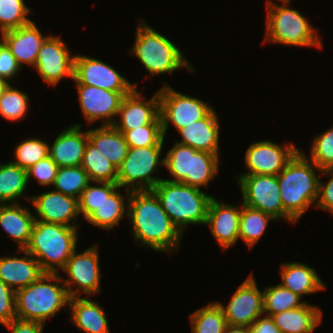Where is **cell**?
<instances>
[{
  "mask_svg": "<svg viewBox=\"0 0 333 333\" xmlns=\"http://www.w3.org/2000/svg\"><path fill=\"white\" fill-rule=\"evenodd\" d=\"M128 199L127 217L136 242L169 255L180 249L183 234L151 190L131 191Z\"/></svg>",
  "mask_w": 333,
  "mask_h": 333,
  "instance_id": "obj_1",
  "label": "cell"
},
{
  "mask_svg": "<svg viewBox=\"0 0 333 333\" xmlns=\"http://www.w3.org/2000/svg\"><path fill=\"white\" fill-rule=\"evenodd\" d=\"M315 171L321 172L305 152L299 150L277 175L284 211L295 222L318 199L320 178Z\"/></svg>",
  "mask_w": 333,
  "mask_h": 333,
  "instance_id": "obj_2",
  "label": "cell"
},
{
  "mask_svg": "<svg viewBox=\"0 0 333 333\" xmlns=\"http://www.w3.org/2000/svg\"><path fill=\"white\" fill-rule=\"evenodd\" d=\"M70 296L59 273H44L29 286L15 291L16 318L45 324L62 309Z\"/></svg>",
  "mask_w": 333,
  "mask_h": 333,
  "instance_id": "obj_3",
  "label": "cell"
},
{
  "mask_svg": "<svg viewBox=\"0 0 333 333\" xmlns=\"http://www.w3.org/2000/svg\"><path fill=\"white\" fill-rule=\"evenodd\" d=\"M79 227L35 220L31 237L24 249L40 264L45 273L63 269L77 247Z\"/></svg>",
  "mask_w": 333,
  "mask_h": 333,
  "instance_id": "obj_4",
  "label": "cell"
},
{
  "mask_svg": "<svg viewBox=\"0 0 333 333\" xmlns=\"http://www.w3.org/2000/svg\"><path fill=\"white\" fill-rule=\"evenodd\" d=\"M151 191L182 234L189 224L205 225L213 196L200 188L166 179H162Z\"/></svg>",
  "mask_w": 333,
  "mask_h": 333,
  "instance_id": "obj_5",
  "label": "cell"
},
{
  "mask_svg": "<svg viewBox=\"0 0 333 333\" xmlns=\"http://www.w3.org/2000/svg\"><path fill=\"white\" fill-rule=\"evenodd\" d=\"M134 41L128 53L138 58L150 75L171 74L180 68L195 73L178 46L155 31L145 20L138 23Z\"/></svg>",
  "mask_w": 333,
  "mask_h": 333,
  "instance_id": "obj_6",
  "label": "cell"
},
{
  "mask_svg": "<svg viewBox=\"0 0 333 333\" xmlns=\"http://www.w3.org/2000/svg\"><path fill=\"white\" fill-rule=\"evenodd\" d=\"M290 7V4L280 5L267 0L264 42L322 48L323 44L317 30L304 15Z\"/></svg>",
  "mask_w": 333,
  "mask_h": 333,
  "instance_id": "obj_7",
  "label": "cell"
},
{
  "mask_svg": "<svg viewBox=\"0 0 333 333\" xmlns=\"http://www.w3.org/2000/svg\"><path fill=\"white\" fill-rule=\"evenodd\" d=\"M219 157L175 142L165 154L163 165L174 179L166 180L206 188L219 173Z\"/></svg>",
  "mask_w": 333,
  "mask_h": 333,
  "instance_id": "obj_8",
  "label": "cell"
},
{
  "mask_svg": "<svg viewBox=\"0 0 333 333\" xmlns=\"http://www.w3.org/2000/svg\"><path fill=\"white\" fill-rule=\"evenodd\" d=\"M164 144L149 147H129L128 154L117 170V184L131 191L152 190L162 178L154 173L164 158L160 159Z\"/></svg>",
  "mask_w": 333,
  "mask_h": 333,
  "instance_id": "obj_9",
  "label": "cell"
},
{
  "mask_svg": "<svg viewBox=\"0 0 333 333\" xmlns=\"http://www.w3.org/2000/svg\"><path fill=\"white\" fill-rule=\"evenodd\" d=\"M159 115L164 138L169 124L180 130L191 123L204 118L213 107L201 99L176 91L164 82L158 90Z\"/></svg>",
  "mask_w": 333,
  "mask_h": 333,
  "instance_id": "obj_10",
  "label": "cell"
},
{
  "mask_svg": "<svg viewBox=\"0 0 333 333\" xmlns=\"http://www.w3.org/2000/svg\"><path fill=\"white\" fill-rule=\"evenodd\" d=\"M242 193V203L248 207L261 210L274 219H285L296 223L283 208L277 176L244 175L236 176Z\"/></svg>",
  "mask_w": 333,
  "mask_h": 333,
  "instance_id": "obj_11",
  "label": "cell"
},
{
  "mask_svg": "<svg viewBox=\"0 0 333 333\" xmlns=\"http://www.w3.org/2000/svg\"><path fill=\"white\" fill-rule=\"evenodd\" d=\"M98 250L97 244L78 254L75 250L62 269L68 276L62 281L70 298L80 297V293L87 294L88 297L100 293L101 271Z\"/></svg>",
  "mask_w": 333,
  "mask_h": 333,
  "instance_id": "obj_12",
  "label": "cell"
},
{
  "mask_svg": "<svg viewBox=\"0 0 333 333\" xmlns=\"http://www.w3.org/2000/svg\"><path fill=\"white\" fill-rule=\"evenodd\" d=\"M300 149L293 143L277 145L270 140L257 141L249 145L245 152L244 175L277 176Z\"/></svg>",
  "mask_w": 333,
  "mask_h": 333,
  "instance_id": "obj_13",
  "label": "cell"
},
{
  "mask_svg": "<svg viewBox=\"0 0 333 333\" xmlns=\"http://www.w3.org/2000/svg\"><path fill=\"white\" fill-rule=\"evenodd\" d=\"M74 59L75 54H70L60 36L48 35L41 45L34 69L48 85L56 86L66 76L74 78Z\"/></svg>",
  "mask_w": 333,
  "mask_h": 333,
  "instance_id": "obj_14",
  "label": "cell"
},
{
  "mask_svg": "<svg viewBox=\"0 0 333 333\" xmlns=\"http://www.w3.org/2000/svg\"><path fill=\"white\" fill-rule=\"evenodd\" d=\"M224 312L228 325L248 326L264 315L263 291H260L253 273L232 295L227 306L217 302Z\"/></svg>",
  "mask_w": 333,
  "mask_h": 333,
  "instance_id": "obj_15",
  "label": "cell"
},
{
  "mask_svg": "<svg viewBox=\"0 0 333 333\" xmlns=\"http://www.w3.org/2000/svg\"><path fill=\"white\" fill-rule=\"evenodd\" d=\"M76 88L81 112L87 123L103 119V126L113 125L124 96L131 92L108 91L86 84H76Z\"/></svg>",
  "mask_w": 333,
  "mask_h": 333,
  "instance_id": "obj_16",
  "label": "cell"
},
{
  "mask_svg": "<svg viewBox=\"0 0 333 333\" xmlns=\"http://www.w3.org/2000/svg\"><path fill=\"white\" fill-rule=\"evenodd\" d=\"M72 80L75 84H86L108 91H132L138 85L132 84L105 62L83 54H75Z\"/></svg>",
  "mask_w": 333,
  "mask_h": 333,
  "instance_id": "obj_17",
  "label": "cell"
},
{
  "mask_svg": "<svg viewBox=\"0 0 333 333\" xmlns=\"http://www.w3.org/2000/svg\"><path fill=\"white\" fill-rule=\"evenodd\" d=\"M25 198L35 208V220L68 227H79L78 224H75L80 215L77 198L54 190Z\"/></svg>",
  "mask_w": 333,
  "mask_h": 333,
  "instance_id": "obj_18",
  "label": "cell"
},
{
  "mask_svg": "<svg viewBox=\"0 0 333 333\" xmlns=\"http://www.w3.org/2000/svg\"><path fill=\"white\" fill-rule=\"evenodd\" d=\"M135 87L129 94L125 95L113 126L118 131H128L141 126L151 124L159 116V94L158 91L148 100Z\"/></svg>",
  "mask_w": 333,
  "mask_h": 333,
  "instance_id": "obj_19",
  "label": "cell"
},
{
  "mask_svg": "<svg viewBox=\"0 0 333 333\" xmlns=\"http://www.w3.org/2000/svg\"><path fill=\"white\" fill-rule=\"evenodd\" d=\"M241 206L226 204L213 197L210 201L205 225L223 251L234 246L239 239Z\"/></svg>",
  "mask_w": 333,
  "mask_h": 333,
  "instance_id": "obj_20",
  "label": "cell"
},
{
  "mask_svg": "<svg viewBox=\"0 0 333 333\" xmlns=\"http://www.w3.org/2000/svg\"><path fill=\"white\" fill-rule=\"evenodd\" d=\"M0 36L21 67L23 64L34 67L41 45L48 37L42 35L33 21L17 29L3 32Z\"/></svg>",
  "mask_w": 333,
  "mask_h": 333,
  "instance_id": "obj_21",
  "label": "cell"
},
{
  "mask_svg": "<svg viewBox=\"0 0 333 333\" xmlns=\"http://www.w3.org/2000/svg\"><path fill=\"white\" fill-rule=\"evenodd\" d=\"M82 123L70 125L49 144V157L58 167L79 166L82 163L85 146L88 142L87 130H81Z\"/></svg>",
  "mask_w": 333,
  "mask_h": 333,
  "instance_id": "obj_22",
  "label": "cell"
},
{
  "mask_svg": "<svg viewBox=\"0 0 333 333\" xmlns=\"http://www.w3.org/2000/svg\"><path fill=\"white\" fill-rule=\"evenodd\" d=\"M25 256L0 257V280L14 291L29 286L45 272L38 261L26 250H17Z\"/></svg>",
  "mask_w": 333,
  "mask_h": 333,
  "instance_id": "obj_23",
  "label": "cell"
},
{
  "mask_svg": "<svg viewBox=\"0 0 333 333\" xmlns=\"http://www.w3.org/2000/svg\"><path fill=\"white\" fill-rule=\"evenodd\" d=\"M219 119L214 108L202 119L178 130L179 144L190 146L196 151L219 154Z\"/></svg>",
  "mask_w": 333,
  "mask_h": 333,
  "instance_id": "obj_24",
  "label": "cell"
},
{
  "mask_svg": "<svg viewBox=\"0 0 333 333\" xmlns=\"http://www.w3.org/2000/svg\"><path fill=\"white\" fill-rule=\"evenodd\" d=\"M35 215L20 203L0 204V226L24 250L30 240Z\"/></svg>",
  "mask_w": 333,
  "mask_h": 333,
  "instance_id": "obj_25",
  "label": "cell"
},
{
  "mask_svg": "<svg viewBox=\"0 0 333 333\" xmlns=\"http://www.w3.org/2000/svg\"><path fill=\"white\" fill-rule=\"evenodd\" d=\"M279 273L282 280L279 284L301 298L304 295L326 290L327 287L314 268L304 263H281Z\"/></svg>",
  "mask_w": 333,
  "mask_h": 333,
  "instance_id": "obj_26",
  "label": "cell"
},
{
  "mask_svg": "<svg viewBox=\"0 0 333 333\" xmlns=\"http://www.w3.org/2000/svg\"><path fill=\"white\" fill-rule=\"evenodd\" d=\"M71 322L85 333H111L104 309L85 297H72L69 300Z\"/></svg>",
  "mask_w": 333,
  "mask_h": 333,
  "instance_id": "obj_27",
  "label": "cell"
},
{
  "mask_svg": "<svg viewBox=\"0 0 333 333\" xmlns=\"http://www.w3.org/2000/svg\"><path fill=\"white\" fill-rule=\"evenodd\" d=\"M322 311L305 302L301 307L282 311L271 318L281 333H313L322 321Z\"/></svg>",
  "mask_w": 333,
  "mask_h": 333,
  "instance_id": "obj_28",
  "label": "cell"
},
{
  "mask_svg": "<svg viewBox=\"0 0 333 333\" xmlns=\"http://www.w3.org/2000/svg\"><path fill=\"white\" fill-rule=\"evenodd\" d=\"M88 141L117 169L128 154L129 145L123 133L113 125L87 130Z\"/></svg>",
  "mask_w": 333,
  "mask_h": 333,
  "instance_id": "obj_29",
  "label": "cell"
},
{
  "mask_svg": "<svg viewBox=\"0 0 333 333\" xmlns=\"http://www.w3.org/2000/svg\"><path fill=\"white\" fill-rule=\"evenodd\" d=\"M119 189L121 188H117L108 198H105L96 210L85 219L93 227L110 231L119 224L121 219L127 217L128 198L131 190L125 189L126 194L122 195L118 192Z\"/></svg>",
  "mask_w": 333,
  "mask_h": 333,
  "instance_id": "obj_30",
  "label": "cell"
},
{
  "mask_svg": "<svg viewBox=\"0 0 333 333\" xmlns=\"http://www.w3.org/2000/svg\"><path fill=\"white\" fill-rule=\"evenodd\" d=\"M27 185V170L11 161L0 163V204L19 203Z\"/></svg>",
  "mask_w": 333,
  "mask_h": 333,
  "instance_id": "obj_31",
  "label": "cell"
},
{
  "mask_svg": "<svg viewBox=\"0 0 333 333\" xmlns=\"http://www.w3.org/2000/svg\"><path fill=\"white\" fill-rule=\"evenodd\" d=\"M269 221H276L271 215L242 203L239 225V239L252 249L266 231Z\"/></svg>",
  "mask_w": 333,
  "mask_h": 333,
  "instance_id": "obj_32",
  "label": "cell"
},
{
  "mask_svg": "<svg viewBox=\"0 0 333 333\" xmlns=\"http://www.w3.org/2000/svg\"><path fill=\"white\" fill-rule=\"evenodd\" d=\"M81 167L87 172L91 182L117 183L118 169L89 141L85 146Z\"/></svg>",
  "mask_w": 333,
  "mask_h": 333,
  "instance_id": "obj_33",
  "label": "cell"
},
{
  "mask_svg": "<svg viewBox=\"0 0 333 333\" xmlns=\"http://www.w3.org/2000/svg\"><path fill=\"white\" fill-rule=\"evenodd\" d=\"M189 318L192 333H224L228 325L217 301L197 309Z\"/></svg>",
  "mask_w": 333,
  "mask_h": 333,
  "instance_id": "obj_34",
  "label": "cell"
},
{
  "mask_svg": "<svg viewBox=\"0 0 333 333\" xmlns=\"http://www.w3.org/2000/svg\"><path fill=\"white\" fill-rule=\"evenodd\" d=\"M281 284L271 285L263 289L264 315L281 313L282 311L301 307L306 301Z\"/></svg>",
  "mask_w": 333,
  "mask_h": 333,
  "instance_id": "obj_35",
  "label": "cell"
},
{
  "mask_svg": "<svg viewBox=\"0 0 333 333\" xmlns=\"http://www.w3.org/2000/svg\"><path fill=\"white\" fill-rule=\"evenodd\" d=\"M87 172L79 166L58 167L53 187L54 191L61 192L79 199L82 191L90 183Z\"/></svg>",
  "mask_w": 333,
  "mask_h": 333,
  "instance_id": "obj_36",
  "label": "cell"
},
{
  "mask_svg": "<svg viewBox=\"0 0 333 333\" xmlns=\"http://www.w3.org/2000/svg\"><path fill=\"white\" fill-rule=\"evenodd\" d=\"M28 96L9 83L0 96V115L9 122L23 119L28 112Z\"/></svg>",
  "mask_w": 333,
  "mask_h": 333,
  "instance_id": "obj_37",
  "label": "cell"
},
{
  "mask_svg": "<svg viewBox=\"0 0 333 333\" xmlns=\"http://www.w3.org/2000/svg\"><path fill=\"white\" fill-rule=\"evenodd\" d=\"M24 0H0V34L27 25L32 20Z\"/></svg>",
  "mask_w": 333,
  "mask_h": 333,
  "instance_id": "obj_38",
  "label": "cell"
},
{
  "mask_svg": "<svg viewBox=\"0 0 333 333\" xmlns=\"http://www.w3.org/2000/svg\"><path fill=\"white\" fill-rule=\"evenodd\" d=\"M91 183H95V185L93 186ZM117 188H120L117 183L90 182L78 199L79 212L83 219L95 211L104 199L108 198Z\"/></svg>",
  "mask_w": 333,
  "mask_h": 333,
  "instance_id": "obj_39",
  "label": "cell"
},
{
  "mask_svg": "<svg viewBox=\"0 0 333 333\" xmlns=\"http://www.w3.org/2000/svg\"><path fill=\"white\" fill-rule=\"evenodd\" d=\"M48 150L49 145L43 140L37 138L25 139L15 147V161L11 162L22 169L28 170L38 161L49 156Z\"/></svg>",
  "mask_w": 333,
  "mask_h": 333,
  "instance_id": "obj_40",
  "label": "cell"
},
{
  "mask_svg": "<svg viewBox=\"0 0 333 333\" xmlns=\"http://www.w3.org/2000/svg\"><path fill=\"white\" fill-rule=\"evenodd\" d=\"M120 132L123 133L129 147L156 146L164 144L165 141L160 115L149 125Z\"/></svg>",
  "mask_w": 333,
  "mask_h": 333,
  "instance_id": "obj_41",
  "label": "cell"
},
{
  "mask_svg": "<svg viewBox=\"0 0 333 333\" xmlns=\"http://www.w3.org/2000/svg\"><path fill=\"white\" fill-rule=\"evenodd\" d=\"M310 150L308 159L320 170L333 168V125L313 139Z\"/></svg>",
  "mask_w": 333,
  "mask_h": 333,
  "instance_id": "obj_42",
  "label": "cell"
},
{
  "mask_svg": "<svg viewBox=\"0 0 333 333\" xmlns=\"http://www.w3.org/2000/svg\"><path fill=\"white\" fill-rule=\"evenodd\" d=\"M58 165L49 157L38 161L27 170V180L34 177L41 186H52L57 175Z\"/></svg>",
  "mask_w": 333,
  "mask_h": 333,
  "instance_id": "obj_43",
  "label": "cell"
},
{
  "mask_svg": "<svg viewBox=\"0 0 333 333\" xmlns=\"http://www.w3.org/2000/svg\"><path fill=\"white\" fill-rule=\"evenodd\" d=\"M15 318V291L0 280V324L5 325Z\"/></svg>",
  "mask_w": 333,
  "mask_h": 333,
  "instance_id": "obj_44",
  "label": "cell"
},
{
  "mask_svg": "<svg viewBox=\"0 0 333 333\" xmlns=\"http://www.w3.org/2000/svg\"><path fill=\"white\" fill-rule=\"evenodd\" d=\"M320 173L330 175V178L326 184L319 180L318 199L314 206L333 215V168L321 170Z\"/></svg>",
  "mask_w": 333,
  "mask_h": 333,
  "instance_id": "obj_45",
  "label": "cell"
},
{
  "mask_svg": "<svg viewBox=\"0 0 333 333\" xmlns=\"http://www.w3.org/2000/svg\"><path fill=\"white\" fill-rule=\"evenodd\" d=\"M21 65L12 55L7 45L0 39V78L8 83L21 70Z\"/></svg>",
  "mask_w": 333,
  "mask_h": 333,
  "instance_id": "obj_46",
  "label": "cell"
},
{
  "mask_svg": "<svg viewBox=\"0 0 333 333\" xmlns=\"http://www.w3.org/2000/svg\"><path fill=\"white\" fill-rule=\"evenodd\" d=\"M43 323L36 321H26L21 319H13L10 323L3 326L9 329L11 333H43Z\"/></svg>",
  "mask_w": 333,
  "mask_h": 333,
  "instance_id": "obj_47",
  "label": "cell"
},
{
  "mask_svg": "<svg viewBox=\"0 0 333 333\" xmlns=\"http://www.w3.org/2000/svg\"><path fill=\"white\" fill-rule=\"evenodd\" d=\"M256 333H281L274 323V320L268 316L259 317L251 326Z\"/></svg>",
  "mask_w": 333,
  "mask_h": 333,
  "instance_id": "obj_48",
  "label": "cell"
},
{
  "mask_svg": "<svg viewBox=\"0 0 333 333\" xmlns=\"http://www.w3.org/2000/svg\"><path fill=\"white\" fill-rule=\"evenodd\" d=\"M248 326L227 325L224 333H248Z\"/></svg>",
  "mask_w": 333,
  "mask_h": 333,
  "instance_id": "obj_49",
  "label": "cell"
},
{
  "mask_svg": "<svg viewBox=\"0 0 333 333\" xmlns=\"http://www.w3.org/2000/svg\"><path fill=\"white\" fill-rule=\"evenodd\" d=\"M8 82L2 78H0V96L3 94V91L8 86Z\"/></svg>",
  "mask_w": 333,
  "mask_h": 333,
  "instance_id": "obj_50",
  "label": "cell"
},
{
  "mask_svg": "<svg viewBox=\"0 0 333 333\" xmlns=\"http://www.w3.org/2000/svg\"><path fill=\"white\" fill-rule=\"evenodd\" d=\"M282 5L290 4L291 0H279Z\"/></svg>",
  "mask_w": 333,
  "mask_h": 333,
  "instance_id": "obj_51",
  "label": "cell"
},
{
  "mask_svg": "<svg viewBox=\"0 0 333 333\" xmlns=\"http://www.w3.org/2000/svg\"><path fill=\"white\" fill-rule=\"evenodd\" d=\"M248 333H256L251 327L248 328Z\"/></svg>",
  "mask_w": 333,
  "mask_h": 333,
  "instance_id": "obj_52",
  "label": "cell"
}]
</instances>
